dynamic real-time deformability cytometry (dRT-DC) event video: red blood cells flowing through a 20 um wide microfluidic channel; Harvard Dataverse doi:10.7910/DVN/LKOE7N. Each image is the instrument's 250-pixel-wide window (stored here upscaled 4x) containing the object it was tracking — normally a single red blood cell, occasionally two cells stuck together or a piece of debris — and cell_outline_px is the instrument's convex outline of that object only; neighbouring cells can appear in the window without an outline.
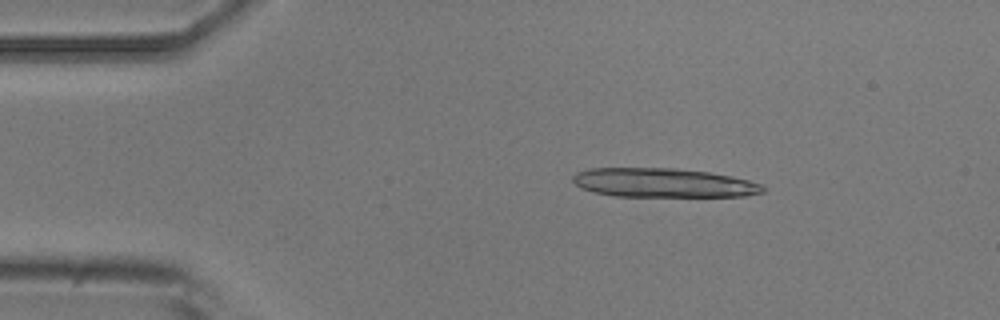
{"species": "common noctule bat (a hibernating species)", "species_latin": "Nyctalus noctula", "temperature_condition": "room temperature", "stored_images_in_passage": 4, "camera_frame_rate_fps": 3000, "um_per_image_px": 0.085, "animal": {"sex": "male", "body_mass_g": 20.5, "forearm_length_mm": 52.5}, "frame": {"image": 1, "passage_image": 2, "time_ms": 1.333, "image_size_px": [1000, 320], "cell_outline_px": [[764, 192], [744, 196], [616, 196], [592, 192], [580, 188], [572, 180], [572, 176], [576, 172], [588, 168], [676, 168], [708, 172], [732, 176], [748, 180], [760, 184], [764, 188]], "centroid_in_image_um": [56.33, 15.53], "position_along_channel_um": 28.7, "area_um2": 32.25}}